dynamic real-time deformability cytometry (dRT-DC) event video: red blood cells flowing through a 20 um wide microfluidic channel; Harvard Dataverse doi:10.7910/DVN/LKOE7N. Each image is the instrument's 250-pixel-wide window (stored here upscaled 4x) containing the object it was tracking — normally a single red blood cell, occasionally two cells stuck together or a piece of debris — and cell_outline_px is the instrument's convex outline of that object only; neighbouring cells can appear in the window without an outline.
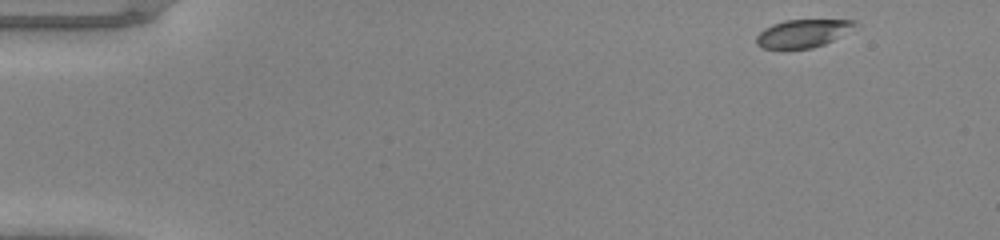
{"species": "common noctule bat (a hibernating species)", "species_latin": "Nyctalus noctula", "temperature_condition": "warm", "stored_images_in_passage": 45, "camera_frame_rate_fps": 3000, "um_per_image_px": 0.085, "animal": {"sex": "male", "body_mass_g": 20.0, "forearm_length_mm": 53.3}, "frame": {"image": 1, "passage_image": 1, "time_ms": 0.0, "image_size_px": [1000, 240], "cell_outline_px": [[860, 28], [824, 44], [812, 48], [764, 48], [756, 44], [756, 36], [764, 28], [772, 24], [784, 20], [856, 20], [860, 24]], "centroid_in_image_um": [68.34, 2.82], "position_along_channel_um": 16.7, "area_um2": 16.36}}
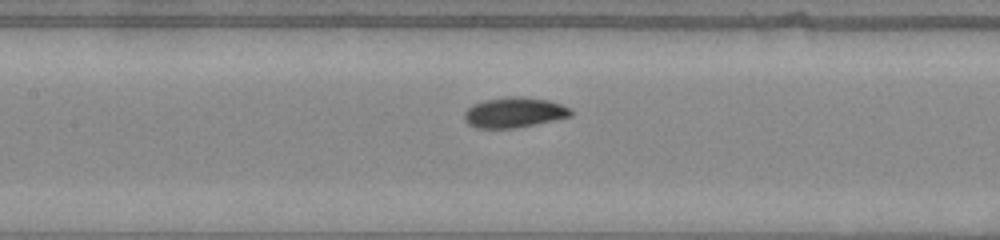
{"frame": {"image": 2, "passage_image": 20, "time_ms": 6.333, "image_size_px": [1000, 240], "cell_outline_px": [[572, 116], [516, 128], [476, 128], [468, 124], [464, 120], [464, 112], [472, 104], [484, 100], [508, 96], [524, 96], [548, 100], [560, 104], [568, 108], [572, 112]], "centroid_in_image_um": [43.67, 9.55], "position_along_channel_um": 163.7, "area_um2": 18.84}}
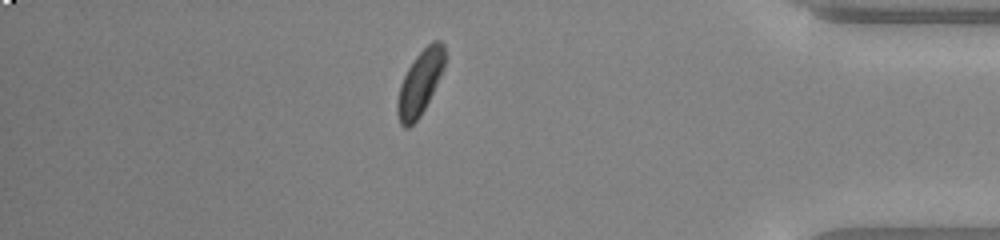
{"frame": {"image": 3, "passage_image": 39, "time_ms": 12.667, "image_size_px": [1000, 240], "cell_outline_px": [[448, 56], [444, 68], [420, 116], [408, 128], [404, 128], [400, 124], [396, 112], [396, 100], [400, 84], [412, 60], [432, 40], [440, 40], [444, 44]], "centroid_in_image_um": [35.71, 6.99], "position_along_channel_um": 399.5, "area_um2": 17.98}}